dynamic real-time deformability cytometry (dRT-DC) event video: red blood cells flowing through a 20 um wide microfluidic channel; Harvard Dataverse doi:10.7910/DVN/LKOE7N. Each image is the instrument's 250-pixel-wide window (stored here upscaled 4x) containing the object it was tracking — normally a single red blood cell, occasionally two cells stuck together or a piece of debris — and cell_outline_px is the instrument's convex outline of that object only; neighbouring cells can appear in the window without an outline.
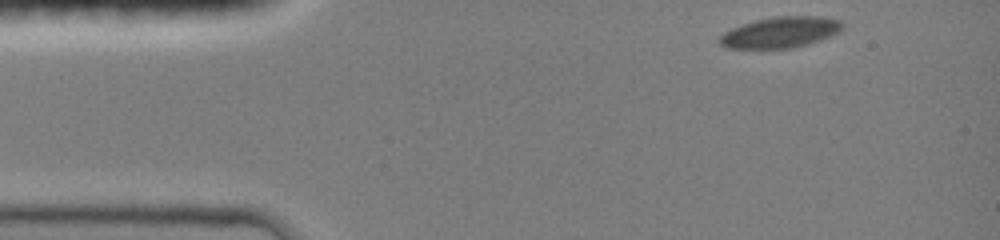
{"species": "common noctule bat (a hibernating species)", "species_latin": "Nyctalus noctula", "temperature_condition": "room temperature", "stored_images_in_passage": 11, "camera_frame_rate_fps": 3000, "um_per_image_px": 0.085, "animal": {"sex": "female", "body_mass_g": 19.0, "forearm_length_mm": 51.5}, "frame": {"image": 1, "passage_image": 1, "time_ms": 0.0, "image_size_px": [1000, 240], "cell_outline_px": [[844, 28], [840, 32], [820, 40], [808, 44], [792, 48], [724, 48], [720, 44], [720, 36], [724, 32], [732, 28], [756, 20], [772, 16], [820, 16], [840, 20], [844, 24]], "centroid_in_image_um": [66.38, 2.74], "position_along_channel_um": 18.6, "area_um2": 22.2}}
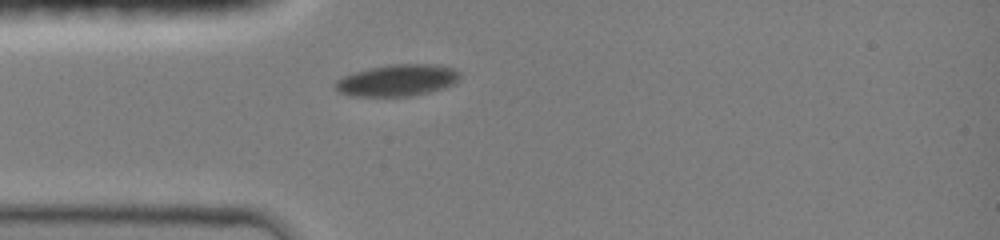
{"frame": {"image": 2, "passage_image": 8, "time_ms": 2.667, "image_size_px": [1000, 240], "cell_outline_px": [[460, 80], [444, 88], [412, 96], [352, 96], [340, 92], [332, 84], [336, 80], [344, 76], [356, 72], [372, 68], [392, 64], [436, 64], [452, 68], [460, 72]], "centroid_in_image_um": [33.8, 6.83], "position_along_channel_um": 51.2, "area_um2": 22.89}}
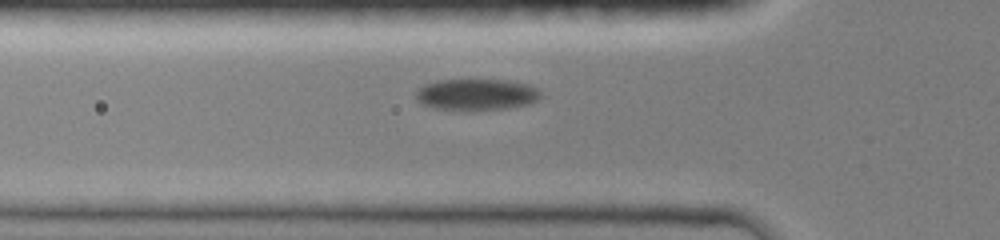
{"frame": {"image": 3, "passage_image": 10, "time_ms": 3.667, "image_size_px": [1000, 240], "cell_outline_px": [[540, 96], [532, 104], [508, 108], [472, 112], [436, 108], [420, 104], [416, 96], [416, 88], [424, 84], [436, 80], [516, 80], [528, 84], [536, 88], [540, 92]], "centroid_in_image_um": [40.49, 8.05], "position_along_channel_um": 85.3, "area_um2": 23.52}}